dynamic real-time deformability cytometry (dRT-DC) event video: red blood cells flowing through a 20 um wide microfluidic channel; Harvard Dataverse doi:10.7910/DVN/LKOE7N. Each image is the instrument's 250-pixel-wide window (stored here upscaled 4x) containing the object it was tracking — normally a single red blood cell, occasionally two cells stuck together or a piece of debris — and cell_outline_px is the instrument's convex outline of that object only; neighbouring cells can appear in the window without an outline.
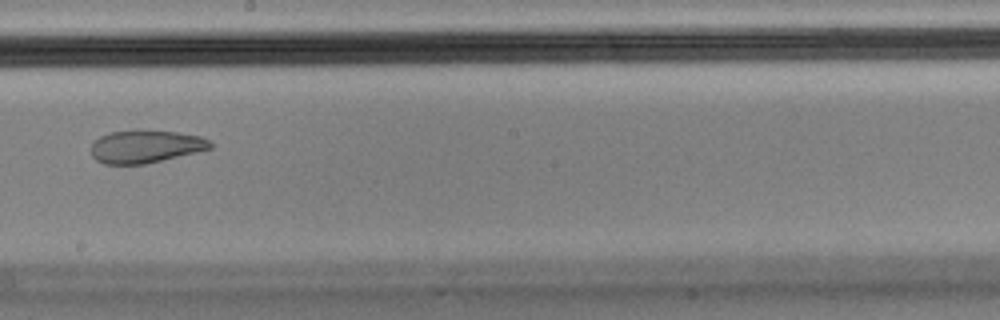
{"species": "Egyptian fruit bat (a non-hibernating species)", "species_latin": "Rousettus aegyptiacus", "temperature_condition": "cold", "stored_images_in_passage": 10, "camera_frame_rate_fps": 3000, "um_per_image_px": 0.085, "animal": {"sex": "male"}, "frame": {"image": 1, "passage_image": 9, "time_ms": 2.667, "image_size_px": [1000, 320], "cell_outline_px": [[212, 148], [196, 152], [144, 164], [104, 164], [96, 160], [92, 156], [92, 140], [108, 132], [176, 132], [200, 136], [208, 140], [212, 144]], "centroid_in_image_um": [12.34, 12.48], "position_along_channel_um": 235.9, "area_um2": 22.14}}
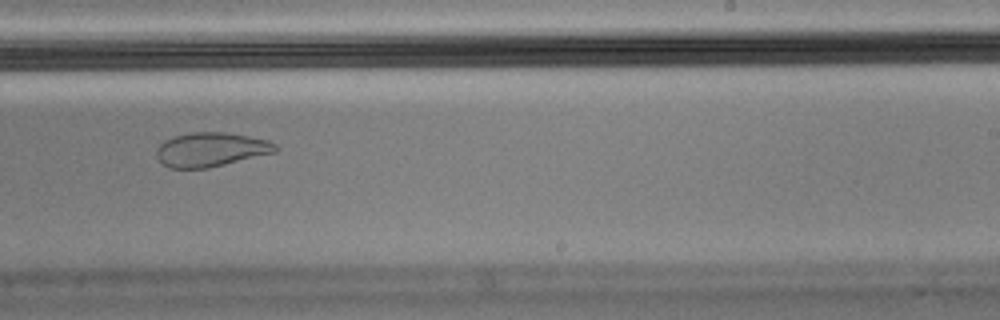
{"frame": {"image": 2, "passage_image": 10, "time_ms": 3.0, "image_size_px": [1000, 320], "cell_outline_px": [[280, 148], [276, 152], [208, 168], [172, 168], [164, 164], [156, 156], [156, 148], [164, 140], [176, 136], [192, 132], [224, 132], [248, 136], [268, 140], [276, 144]], "centroid_in_image_um": [17.95, 12.71], "position_along_channel_um": 271.1, "area_um2": 23.58}}